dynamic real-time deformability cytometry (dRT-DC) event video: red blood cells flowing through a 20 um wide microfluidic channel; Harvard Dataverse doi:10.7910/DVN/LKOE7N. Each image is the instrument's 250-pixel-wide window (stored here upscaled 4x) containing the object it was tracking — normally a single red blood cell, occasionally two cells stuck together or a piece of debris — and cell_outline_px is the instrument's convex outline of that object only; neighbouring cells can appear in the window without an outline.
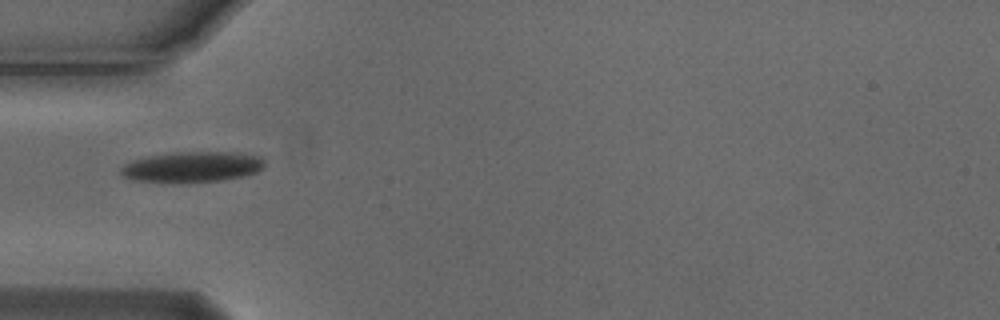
{"species": "Egyptian fruit bat (a non-hibernating species)", "species_latin": "Rousettus aegyptiacus", "temperature_condition": "cold", "stored_images_in_passage": 7, "camera_frame_rate_fps": 3000, "um_per_image_px": 0.085, "animal": {"sex": "male"}, "frame": {"image": 1, "passage_image": 4, "time_ms": 1.0, "image_size_px": [1000, 320], "cell_outline_px": [[264, 168], [256, 172], [224, 180], [172, 184], [132, 180], [124, 176], [120, 172], [120, 168], [124, 164], [132, 160], [148, 156], [172, 152], [240, 152], [260, 156], [264, 160]], "centroid_in_image_um": [16.3, 14.2], "position_along_channel_um": 68.7, "area_um2": 26.18}}
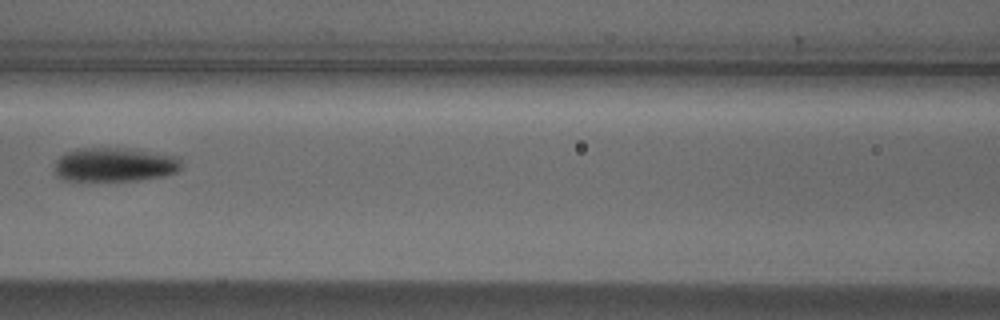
{"frame": {"image": 2, "passage_image": 6, "time_ms": 1.667, "image_size_px": [1000, 320], "cell_outline_px": [[180, 168], [176, 172], [164, 176], [140, 180], [60, 180], [56, 176], [56, 160], [64, 152], [76, 148], [124, 148], [180, 156]], "centroid_in_image_um": [9.73, 13.99], "position_along_channel_um": 156.9, "area_um2": 25.2}}
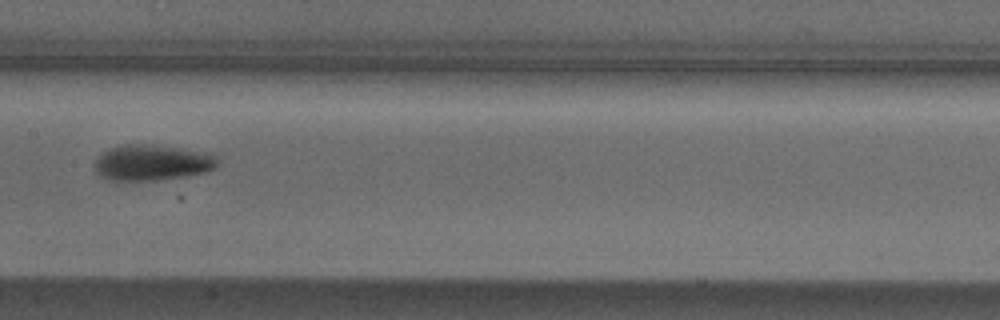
{"frame": {"image": 3, "passage_image": 7, "time_ms": 2.0, "image_size_px": [1000, 320], "cell_outline_px": [[216, 168], [204, 172], [188, 176], [156, 180], [112, 180], [100, 176], [96, 172], [92, 164], [108, 148], [124, 144], [152, 144], [180, 148], [212, 156], [216, 160]], "centroid_in_image_um": [12.83, 13.83], "position_along_channel_um": 194.6, "area_um2": 25.26}}